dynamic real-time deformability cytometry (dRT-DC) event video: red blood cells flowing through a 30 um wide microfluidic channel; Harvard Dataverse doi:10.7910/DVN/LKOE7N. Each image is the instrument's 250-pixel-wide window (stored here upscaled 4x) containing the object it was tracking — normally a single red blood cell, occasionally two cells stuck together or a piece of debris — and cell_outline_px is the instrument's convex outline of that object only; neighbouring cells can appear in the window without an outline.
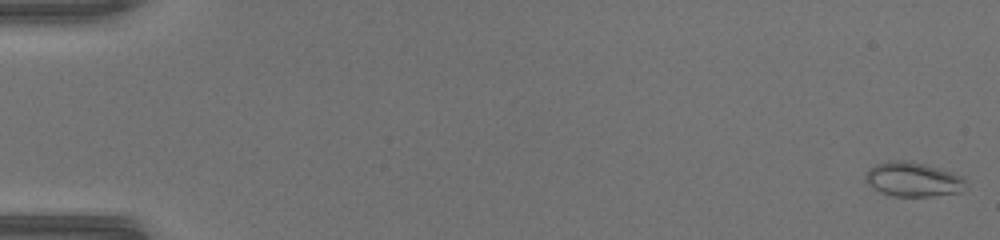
{"species": "common noctule bat (a hibernating species)", "species_latin": "Nyctalus noctula", "temperature_condition": "warm", "stored_images_in_passage": 50, "camera_frame_rate_fps": 3000, "um_per_image_px": 0.085, "animal": {"sex": "female", "body_mass_g": 17.0, "forearm_length_mm": 48.0}, "frame": {"image": 1, "passage_image": 1, "time_ms": 0.0, "image_size_px": [1000, 240], "cell_outline_px": [[968, 184], [960, 192], [932, 196], [892, 196], [880, 192], [872, 188], [864, 180], [864, 172], [868, 168], [876, 164], [888, 160], [912, 160], [952, 172], [960, 176]], "centroid_in_image_um": [77.55, 15.23], "position_along_channel_um": 7.5, "area_um2": 20.46}}
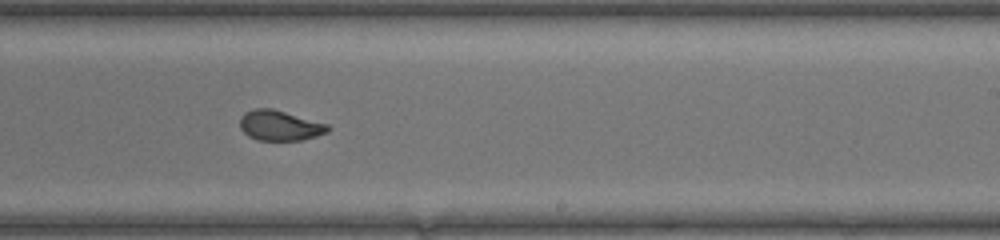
{"frame": {"image": 2, "passage_image": 32, "time_ms": 10.333, "image_size_px": [1000, 240], "cell_outline_px": [[332, 128], [328, 132], [316, 136], [300, 140], [256, 140], [248, 136], [240, 128], [240, 116], [244, 112], [252, 108], [272, 108], [328, 124]], "centroid_in_image_um": [23.77, 10.66], "position_along_channel_um": 265.2, "area_um2": 15.61}}
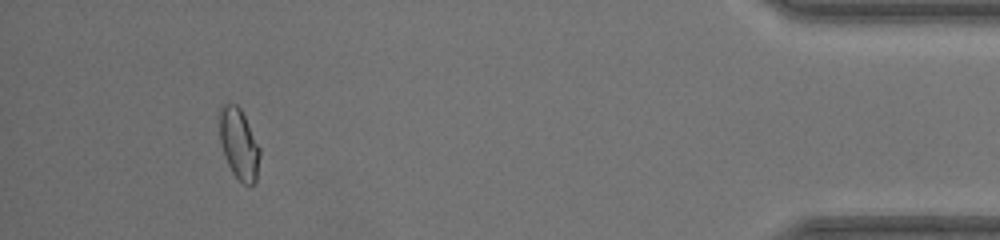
{"frame": {"image": 3, "passage_image": 47, "time_ms": 15.333, "image_size_px": [1000, 240], "cell_outline_px": [[260, 156], [256, 184], [244, 184], [232, 172], [224, 156], [220, 140], [216, 116], [220, 104], [236, 104], [240, 108], [260, 148]], "centroid_in_image_um": [20.26, 12.19], "position_along_channel_um": 414.9, "area_um2": 16.99}}